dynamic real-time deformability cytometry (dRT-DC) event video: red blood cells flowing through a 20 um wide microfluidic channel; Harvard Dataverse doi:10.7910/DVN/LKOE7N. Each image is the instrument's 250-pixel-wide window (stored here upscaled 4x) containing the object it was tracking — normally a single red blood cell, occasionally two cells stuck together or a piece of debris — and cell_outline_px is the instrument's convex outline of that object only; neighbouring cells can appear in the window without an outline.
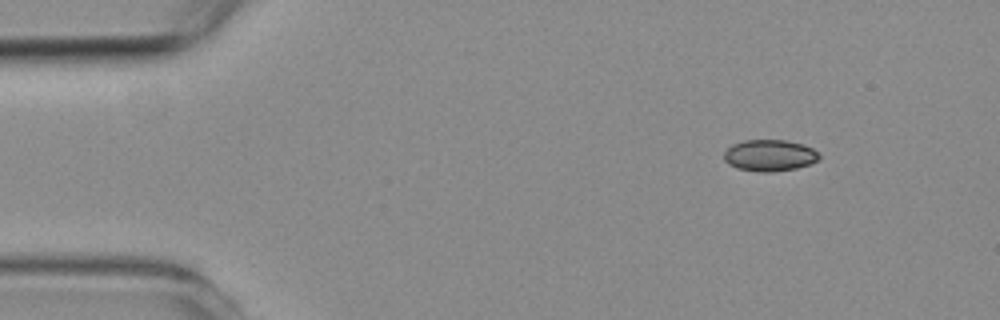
{"species": "common noctule bat (a hibernating species)", "species_latin": "Nyctalus noctula", "temperature_condition": "room temperature", "stored_images_in_passage": 3, "camera_frame_rate_fps": 3000, "um_per_image_px": 0.085, "animal": {"sex": "female", "body_mass_g": 19.3, "forearm_length_mm": 54.1}, "frame": {"image": 1, "passage_image": 1, "time_ms": 0.0, "image_size_px": [1000, 320], "cell_outline_px": [[820, 156], [816, 160], [808, 164], [796, 168], [772, 172], [760, 172], [736, 168], [728, 164], [724, 160], [724, 152], [732, 144], [744, 140], [788, 140], [804, 144], [820, 152]], "centroid_in_image_um": [65.41, 13.2], "position_along_channel_um": 19.6, "area_um2": 17.57}}